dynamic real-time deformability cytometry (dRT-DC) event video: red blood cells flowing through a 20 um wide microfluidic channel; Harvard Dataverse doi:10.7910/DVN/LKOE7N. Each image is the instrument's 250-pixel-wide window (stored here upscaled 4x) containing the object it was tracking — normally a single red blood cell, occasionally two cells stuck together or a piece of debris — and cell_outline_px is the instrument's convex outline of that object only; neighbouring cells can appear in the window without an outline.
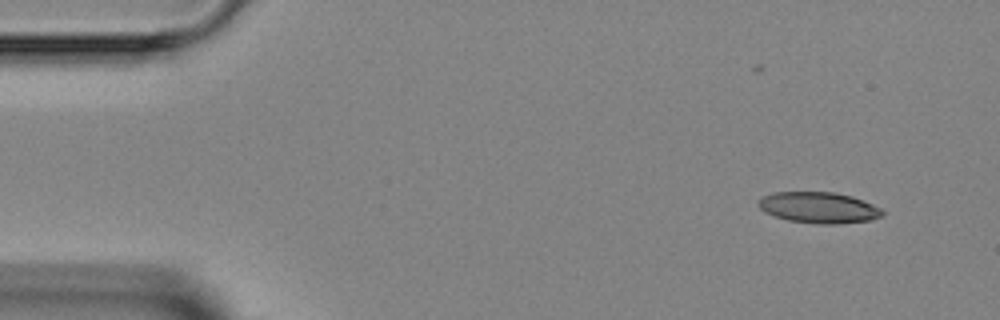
{"species": "Egyptian fruit bat (a non-hibernating species)", "species_latin": "Rousettus aegyptiacus", "temperature_condition": "room temperature", "stored_images_in_passage": 3, "camera_frame_rate_fps": 3000, "um_per_image_px": 0.085, "animal": {"sex": "female"}, "frame": {"image": 1, "passage_image": 2, "time_ms": 1.333, "image_size_px": [1000, 320], "cell_outline_px": [[884, 216], [868, 220], [840, 224], [816, 224], [788, 220], [764, 212], [756, 204], [764, 196], [772, 192], [836, 192], [852, 196], [872, 204], [880, 208], [884, 212]], "centroid_in_image_um": [69.6, 17.64], "position_along_channel_um": 15.4, "area_um2": 22.48}}